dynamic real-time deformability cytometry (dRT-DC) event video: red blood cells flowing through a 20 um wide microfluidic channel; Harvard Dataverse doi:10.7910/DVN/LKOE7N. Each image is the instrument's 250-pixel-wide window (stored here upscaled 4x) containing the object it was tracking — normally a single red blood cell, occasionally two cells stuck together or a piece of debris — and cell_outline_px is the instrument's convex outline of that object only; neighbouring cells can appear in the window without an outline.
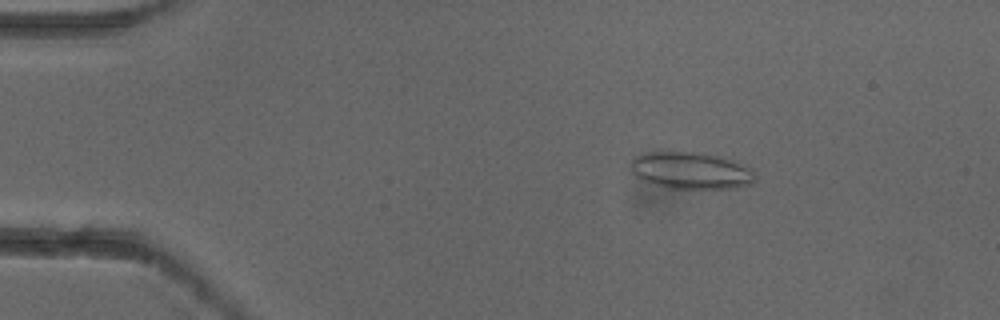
{"species": "common noctule bat (a hibernating species)", "species_latin": "Nyctalus noctula", "temperature_condition": "cold", "stored_images_in_passage": 5, "camera_frame_rate_fps": 3000, "um_per_image_px": 0.085, "animal": {"sex": "female"}, "frame": {"image": 1, "passage_image": 3, "time_ms": 0.667, "image_size_px": [1000, 320], "cell_outline_px": [[756, 180], [748, 184], [736, 188], [664, 188], [648, 184], [640, 180], [628, 168], [632, 156], [644, 152], [696, 152], [720, 156], [732, 160], [752, 168], [756, 176]], "centroid_in_image_um": [58.65, 14.5], "position_along_channel_um": 26.3, "area_um2": 27.34}}